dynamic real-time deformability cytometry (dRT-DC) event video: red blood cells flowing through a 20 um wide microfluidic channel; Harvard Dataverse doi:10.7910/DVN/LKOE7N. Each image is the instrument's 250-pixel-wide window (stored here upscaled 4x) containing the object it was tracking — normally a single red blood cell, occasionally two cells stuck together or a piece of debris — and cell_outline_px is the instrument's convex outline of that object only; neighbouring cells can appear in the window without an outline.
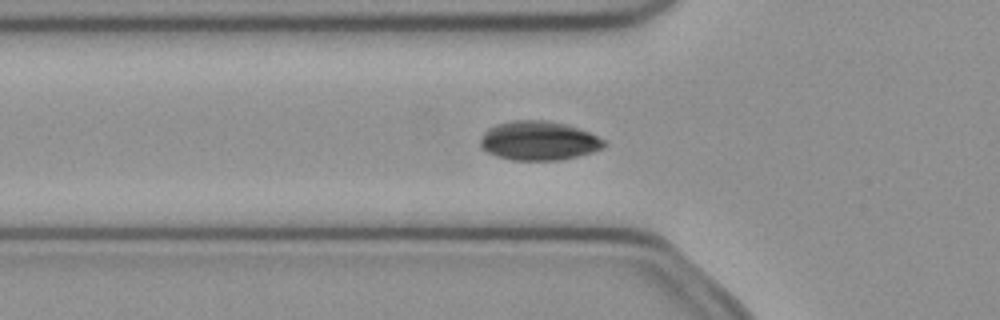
{"species": "common noctule bat (a hibernating species)", "species_latin": "Nyctalus noctula", "temperature_condition": "cold", "stored_images_in_passage": 50, "camera_frame_rate_fps": 3000, "um_per_image_px": 0.085, "animal": {"sex": "female", "body_mass_g": 21.9}, "frame": {"image": 1, "passage_image": 17, "time_ms": 5.333, "image_size_px": [1000, 320], "cell_outline_px": [[608, 144], [604, 148], [592, 152], [560, 160], [512, 160], [496, 156], [480, 148], [480, 140], [484, 132], [488, 128], [496, 124], [512, 120], [544, 120], [568, 124], [580, 128], [604, 140]], "centroid_in_image_um": [45.78, 11.96], "position_along_channel_um": 80.0, "area_um2": 28.38}}
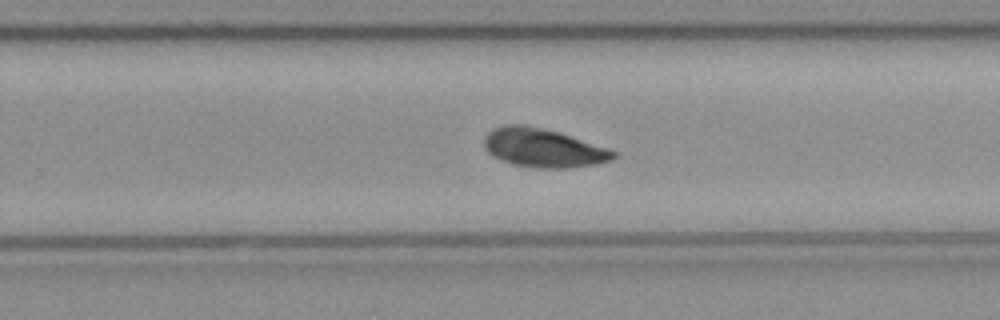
{"frame": {"image": 2, "passage_image": 32, "time_ms": 10.333, "image_size_px": [1000, 320], "cell_outline_px": [[620, 152], [612, 160], [596, 164], [564, 168], [536, 168], [512, 164], [500, 160], [492, 156], [484, 148], [484, 136], [492, 128], [504, 124], [524, 124], [560, 132]], "centroid_in_image_um": [46.16, 12.56], "position_along_channel_um": 283.6, "area_um2": 29.54}}
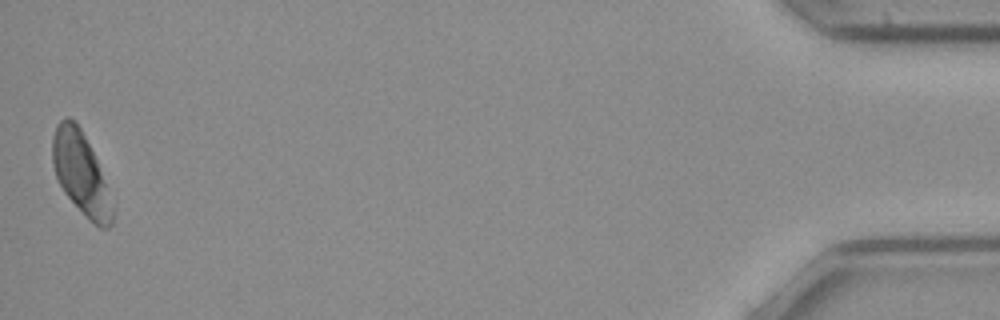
{"frame": {"image": 3, "passage_image": 50, "time_ms": 16.333, "image_size_px": [1000, 320], "cell_outline_px": [[112, 224], [108, 228], [100, 228], [64, 192], [56, 176], [52, 164], [52, 136], [56, 124], [60, 120], [68, 116], [80, 128], [96, 160], [104, 184], [112, 212]], "centroid_in_image_um": [6.79, 14.66], "position_along_channel_um": 428.4, "area_um2": 27.17}}